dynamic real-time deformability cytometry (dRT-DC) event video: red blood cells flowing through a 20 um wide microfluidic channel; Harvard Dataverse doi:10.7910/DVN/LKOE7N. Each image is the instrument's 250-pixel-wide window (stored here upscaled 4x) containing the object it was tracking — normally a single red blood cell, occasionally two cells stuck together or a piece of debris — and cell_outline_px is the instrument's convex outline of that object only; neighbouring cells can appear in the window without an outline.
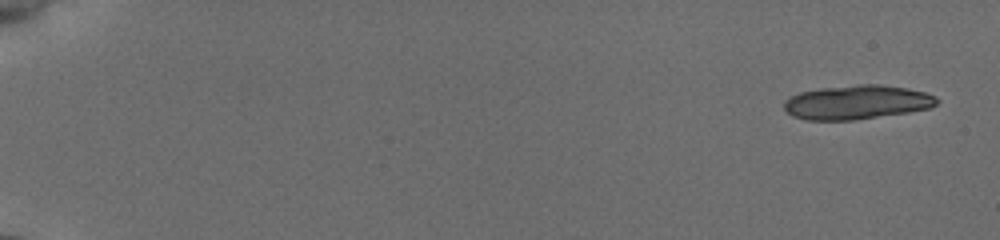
{"species": "common noctule bat (a hibernating species)", "species_latin": "Nyctalus noctula", "temperature_condition": "cold", "stored_images_in_passage": 11, "segment_of_instrument_passage": [1, 2], "camera_frame_rate_fps": 3000, "um_per_image_px": 0.085, "animal": {"sex": "female", "body_mass_g": 19.5, "forearm_length_mm": 54.1}, "frame": {"image": 1, "passage_image": 1, "time_ms": 0.0, "image_size_px": [1000, 240], "cell_outline_px": [[940, 100], [936, 104], [928, 108], [908, 112], [852, 120], [808, 120], [792, 116], [784, 108], [784, 100], [800, 92], [820, 88], [856, 84], [880, 84], [908, 88], [924, 92], [936, 96]], "centroid_in_image_um": [72.83, 8.68], "position_along_channel_um": 12.2, "area_um2": 30.35}}